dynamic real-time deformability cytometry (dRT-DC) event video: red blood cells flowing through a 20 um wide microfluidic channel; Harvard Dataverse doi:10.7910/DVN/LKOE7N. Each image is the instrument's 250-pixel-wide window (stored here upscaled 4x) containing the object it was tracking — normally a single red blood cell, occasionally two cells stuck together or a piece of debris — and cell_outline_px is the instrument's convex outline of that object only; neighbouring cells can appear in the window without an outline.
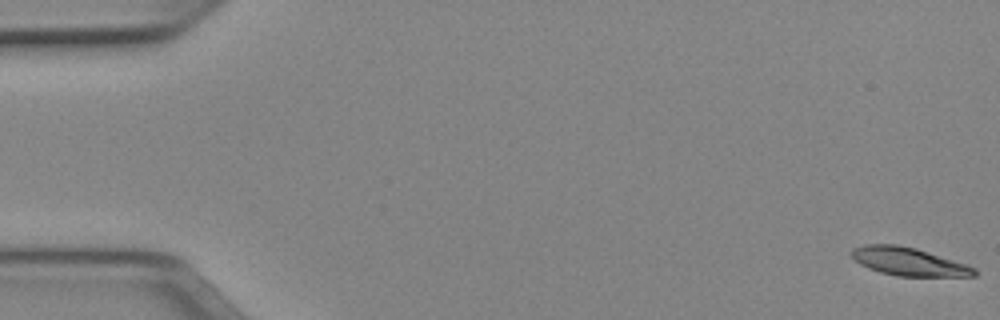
{"species": "Egyptian fruit bat (a non-hibernating species)", "species_latin": "Rousettus aegyptiacus", "temperature_condition": "cold", "stored_images_in_passage": 9, "camera_frame_rate_fps": 3000, "um_per_image_px": 0.085, "animal": {"sex": "female"}, "frame": {"image": 1, "passage_image": 1, "time_ms": 0.0, "image_size_px": [1000, 320], "cell_outline_px": [[976, 276], [896, 276], [880, 272], [868, 268], [860, 264], [852, 256], [852, 248], [864, 244], [896, 244], [916, 248], [976, 268]], "centroid_in_image_um": [77.2, 22.23], "position_along_channel_um": 7.8, "area_um2": 19.88}}